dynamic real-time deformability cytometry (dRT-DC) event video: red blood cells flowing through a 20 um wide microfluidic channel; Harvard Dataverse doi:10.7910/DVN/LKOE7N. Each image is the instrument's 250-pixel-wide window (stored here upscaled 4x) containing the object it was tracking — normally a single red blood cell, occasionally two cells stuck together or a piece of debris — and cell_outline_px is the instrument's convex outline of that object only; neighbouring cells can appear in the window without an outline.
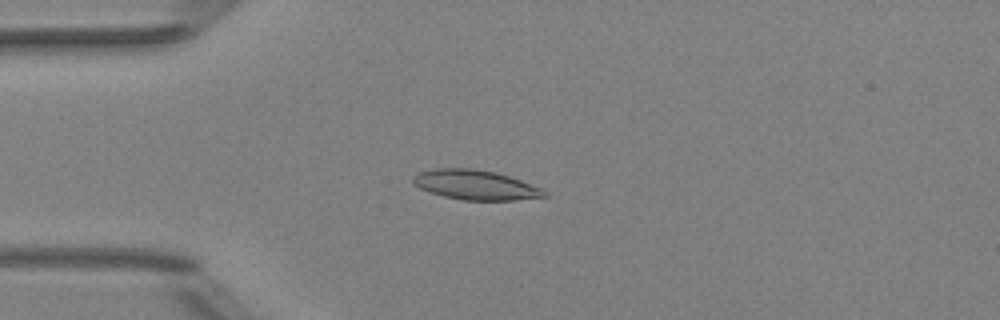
{"species": "Egyptian fruit bat (a non-hibernating species)", "species_latin": "Rousettus aegyptiacus", "temperature_condition": "room temperature", "stored_images_in_passage": 7, "camera_frame_rate_fps": 3000, "um_per_image_px": 0.085, "animal": {"sex": "female"}, "frame": {"image": 1, "passage_image": 5, "time_ms": 4.333, "image_size_px": [1000, 320], "cell_outline_px": [[548, 196], [516, 200], [464, 200], [444, 196], [420, 188], [412, 180], [412, 176], [420, 172], [432, 168], [472, 168], [496, 172], [520, 180], [540, 188], [548, 192]], "centroid_in_image_um": [40.42, 15.71], "position_along_channel_um": 44.6, "area_um2": 22.54}}
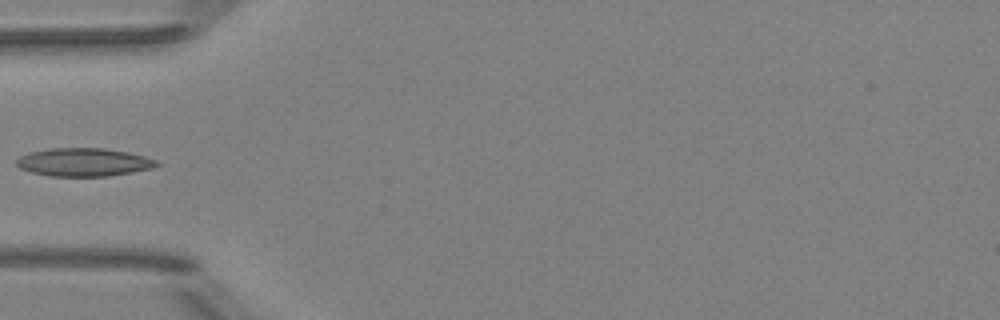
{"frame": {"image": 2, "passage_image": 6, "time_ms": 5.667, "image_size_px": [1000, 320], "cell_outline_px": [[160, 164], [152, 168], [132, 172], [108, 176], [52, 176], [32, 172], [20, 168], [16, 164], [16, 160], [20, 156], [28, 152], [48, 148], [104, 148], [128, 152], [144, 156], [156, 160]], "centroid_in_image_um": [7.1, 13.78], "position_along_channel_um": 77.9, "area_um2": 23.0}}
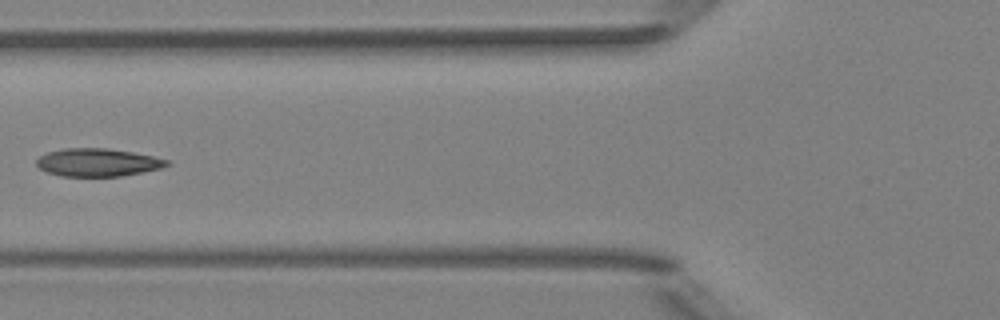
{"frame": {"image": 3, "passage_image": 7, "time_ms": 6.667, "image_size_px": [1000, 320], "cell_outline_px": [[172, 164], [160, 168], [120, 176], [60, 176], [48, 172], [40, 168], [36, 164], [36, 160], [40, 156], [48, 152], [64, 148], [108, 148], [132, 152], [152, 156], [168, 160]], "centroid_in_image_um": [8.29, 13.8], "position_along_channel_um": 117.5, "area_um2": 21.04}}